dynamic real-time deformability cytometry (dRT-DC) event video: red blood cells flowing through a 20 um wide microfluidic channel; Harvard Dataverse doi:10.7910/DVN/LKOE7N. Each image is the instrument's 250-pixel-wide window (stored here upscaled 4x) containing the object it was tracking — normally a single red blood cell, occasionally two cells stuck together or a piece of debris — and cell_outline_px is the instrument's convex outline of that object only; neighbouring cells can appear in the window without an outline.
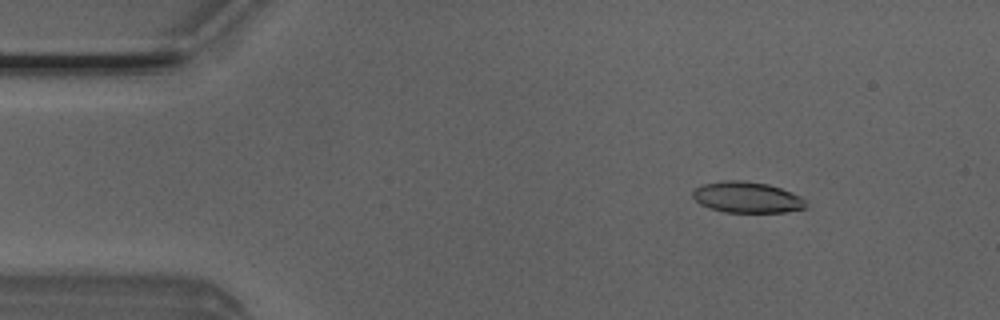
{"species": "Egyptian fruit bat (a non-hibernating species)", "species_latin": "Rousettus aegyptiacus", "temperature_condition": "room temperature", "stored_images_in_passage": 50, "camera_frame_rate_fps": 3000, "um_per_image_px": 0.085, "animal": {"sex": "male"}, "frame": {"image": 1, "passage_image": 6, "time_ms": 1.667, "image_size_px": [1000, 320], "cell_outline_px": [[808, 204], [804, 208], [784, 212], [724, 212], [708, 208], [700, 204], [692, 196], [692, 192], [696, 188], [704, 184], [724, 180], [740, 180], [768, 184], [792, 192], [800, 196]], "centroid_in_image_um": [63.48, 16.77], "position_along_channel_um": 21.5, "area_um2": 20.4}}
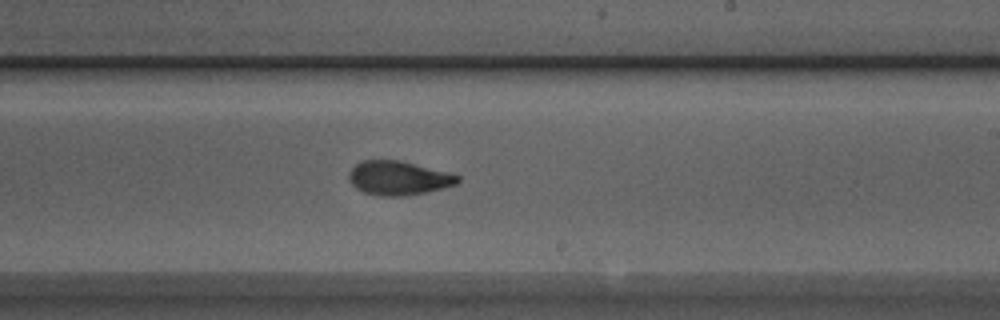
{"frame": {"image": 2, "passage_image": 29, "time_ms": 9.333, "image_size_px": [1000, 320], "cell_outline_px": [[460, 180], [456, 184], [424, 192], [404, 196], [380, 196], [364, 192], [356, 188], [348, 180], [348, 172], [360, 160], [400, 160], [448, 172], [460, 176]], "centroid_in_image_um": [33.83, 15.12], "position_along_channel_um": 255.2, "area_um2": 21.5}}
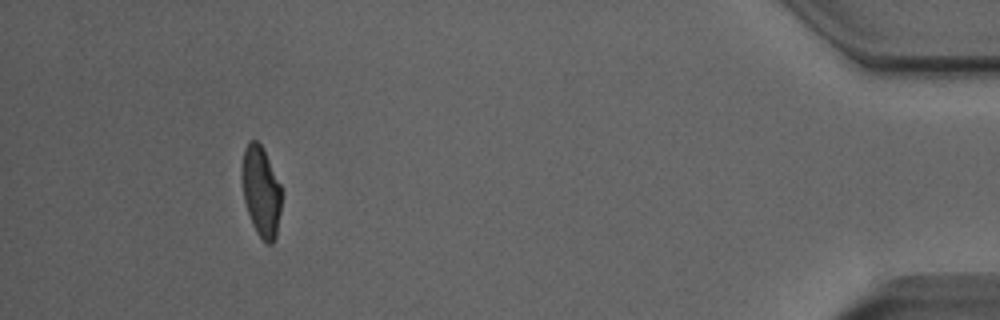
{"frame": {"image": 3, "passage_image": 46, "time_ms": 15.0, "image_size_px": [1000, 320], "cell_outline_px": [[280, 212], [276, 236], [272, 244], [268, 244], [256, 232], [252, 224], [244, 200], [240, 176], [240, 168], [244, 148], [248, 140], [256, 140], [264, 148], [280, 184]], "centroid_in_image_um": [22.15, 16.21], "position_along_channel_um": 413.1, "area_um2": 21.04}, "authors_computed_cell_mechanics": {"area_um2": 21.2704, "velocity_mm_per_s": 4.0179, "shape_relaxation_time_tau1_ms": 4.2352, "shape_relaxation_time_tau2_ms": 1.6793, "deformation_change_tau1": 0.1525, "deformation_change_tau2": 0.0785}}